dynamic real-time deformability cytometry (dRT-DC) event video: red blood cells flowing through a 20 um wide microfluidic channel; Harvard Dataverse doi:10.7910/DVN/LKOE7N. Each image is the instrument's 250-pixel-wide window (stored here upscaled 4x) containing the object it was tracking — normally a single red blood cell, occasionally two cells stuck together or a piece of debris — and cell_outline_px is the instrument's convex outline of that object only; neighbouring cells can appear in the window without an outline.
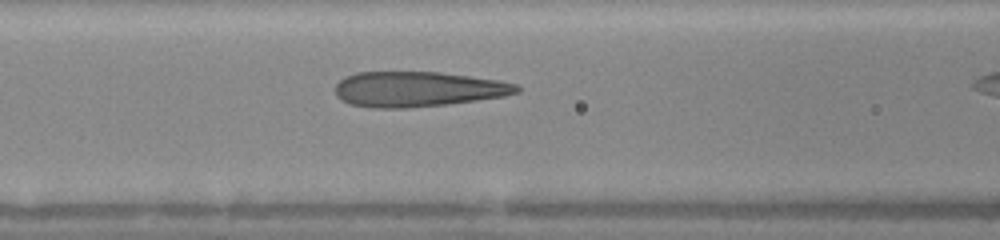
{"species": "human", "species_latin": "Homo sapiens", "temperature_condition": "warm", "stored_images_in_passage": 61, "camera_frame_rate_fps": 3000, "um_per_image_px": 0.085, "donor": {"sex": "female"}, "frame": {"image": 1, "passage_image": 17, "time_ms": 4.0, "image_size_px": [1000, 240], "cell_outline_px": [[520, 92], [504, 96], [448, 104], [408, 108], [372, 108], [348, 104], [340, 100], [336, 96], [336, 84], [344, 76], [356, 72], [440, 72], [500, 80], [516, 84], [520, 88]], "centroid_in_image_um": [35.48, 7.58], "position_along_channel_um": 131.1, "area_um2": 37.51}}
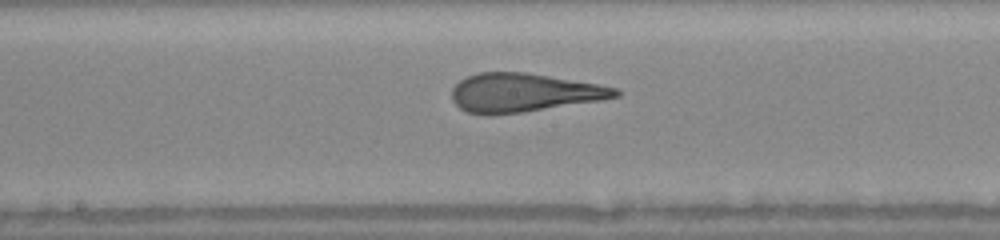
{"frame": {"image": 2, "passage_image": 24, "time_ms": 5.667, "image_size_px": [1000, 240], "cell_outline_px": [[620, 96], [600, 100], [524, 112], [484, 116], [468, 112], [460, 108], [452, 100], [452, 88], [460, 80], [468, 76], [480, 72], [524, 72], [596, 84], [616, 88], [620, 92]], "centroid_in_image_um": [44.46, 7.89], "position_along_channel_um": 203.7, "area_um2": 36.59}}
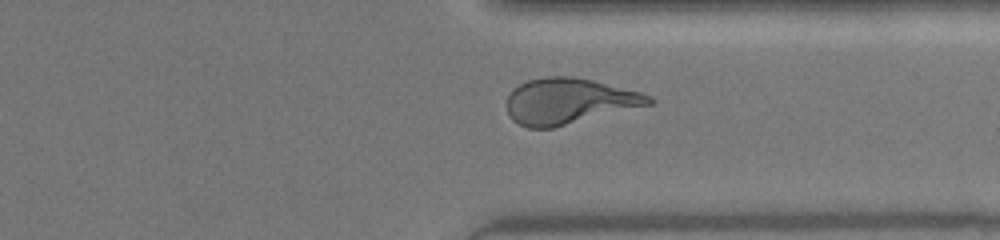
{"frame": {"image": 3, "passage_image": 55, "time_ms": 9.333, "image_size_px": [1000, 240], "cell_outline_px": [[656, 100], [652, 104], [552, 128], [528, 128], [512, 120], [508, 112], [508, 96], [512, 88], [528, 80], [548, 76], [572, 76], [592, 80], [640, 92], [652, 96]], "centroid_in_image_um": [48.36, 8.59], "position_along_channel_um": 363.0, "area_um2": 37.74}}